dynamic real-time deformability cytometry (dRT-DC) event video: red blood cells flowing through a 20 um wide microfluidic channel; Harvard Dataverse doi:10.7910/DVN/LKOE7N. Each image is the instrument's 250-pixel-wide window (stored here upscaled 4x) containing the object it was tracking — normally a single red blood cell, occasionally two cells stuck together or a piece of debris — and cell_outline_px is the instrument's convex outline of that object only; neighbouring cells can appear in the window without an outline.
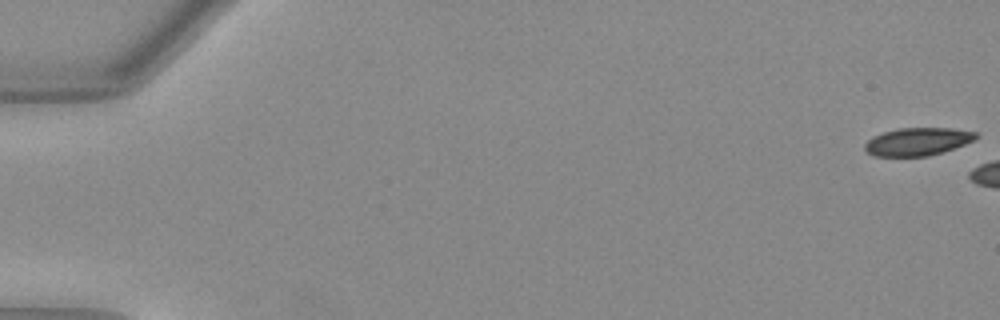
{"species": "Egyptian fruit bat (a non-hibernating species)", "species_latin": "Rousettus aegyptiacus", "temperature_condition": "warm", "stored_images_in_passage": 17, "camera_frame_rate_fps": 3000, "um_per_image_px": 0.085, "animal": {"sex": "female"}, "frame": {"image": 1, "passage_image": 1, "time_ms": 0.0, "image_size_px": [1000, 320], "cell_outline_px": [[976, 136], [972, 140], [964, 144], [944, 152], [928, 156], [872, 156], [864, 148], [864, 144], [872, 136], [884, 132], [900, 128], [948, 128], [976, 132]], "centroid_in_image_um": [77.95, 12.04], "position_along_channel_um": 7.1, "area_um2": 17.86}}
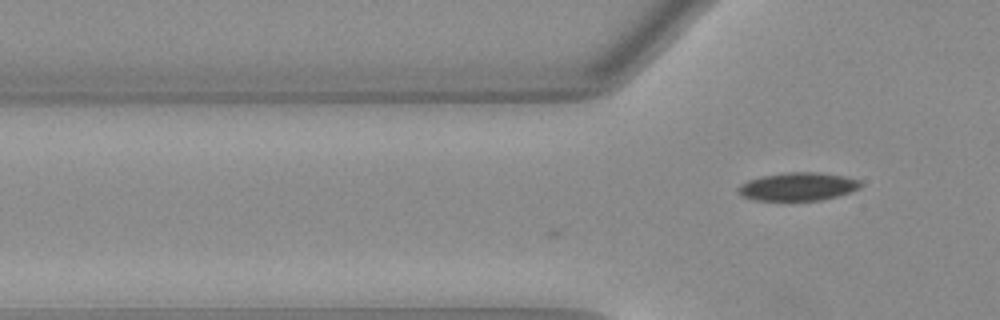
{"frame": {"image": 2, "passage_image": 17, "time_ms": 5.333, "image_size_px": [1000, 320], "cell_outline_px": [[860, 184], [856, 188], [848, 192], [836, 196], [820, 200], [756, 200], [744, 196], [736, 192], [736, 188], [740, 184], [748, 180], [760, 176], [784, 172], [816, 172], [840, 176], [860, 180]], "centroid_in_image_um": [67.72, 15.85], "position_along_channel_um": 58.1, "area_um2": 19.77}}